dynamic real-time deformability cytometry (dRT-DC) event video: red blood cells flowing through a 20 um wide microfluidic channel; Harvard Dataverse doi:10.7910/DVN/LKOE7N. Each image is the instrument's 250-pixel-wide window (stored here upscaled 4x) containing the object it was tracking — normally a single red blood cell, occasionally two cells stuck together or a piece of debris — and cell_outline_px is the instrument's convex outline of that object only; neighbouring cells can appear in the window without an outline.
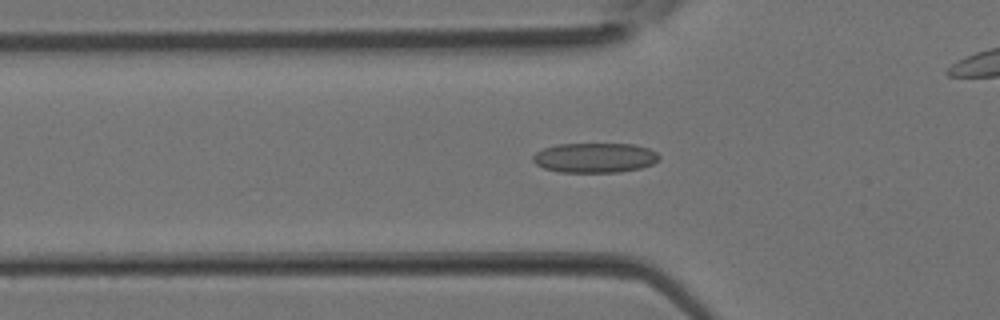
{"species": "Egyptian fruit bat (a non-hibernating species)", "species_latin": "Rousettus aegyptiacus", "temperature_condition": "room temperature", "stored_images_in_passage": 36, "camera_frame_rate_fps": 3000, "um_per_image_px": 0.085, "animal": {"sex": "female"}, "frame": {"image": 1, "passage_image": 12, "time_ms": 3.667, "image_size_px": [1000, 320], "cell_outline_px": [[660, 160], [652, 164], [640, 168], [620, 172], [560, 172], [544, 168], [536, 164], [532, 160], [532, 156], [536, 152], [544, 148], [556, 144], [632, 144], [648, 148], [656, 152], [660, 156]], "centroid_in_image_um": [50.56, 13.41], "position_along_channel_um": 75.2, "area_um2": 21.96}}
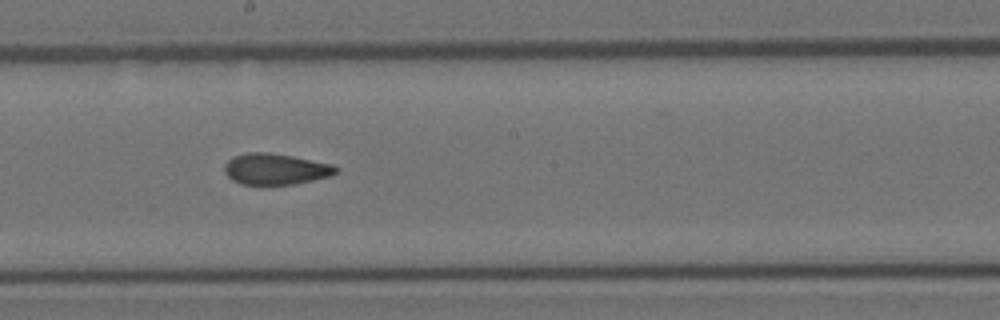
{"frame": {"image": 2, "passage_image": 20, "time_ms": 6.333, "image_size_px": [1000, 320], "cell_outline_px": [[336, 172], [332, 176], [292, 184], [260, 188], [240, 184], [232, 180], [224, 172], [224, 164], [232, 156], [248, 152], [268, 152], [292, 156], [332, 164], [336, 168]], "centroid_in_image_um": [23.34, 14.41], "position_along_channel_um": 224.9, "area_um2": 20.87}}
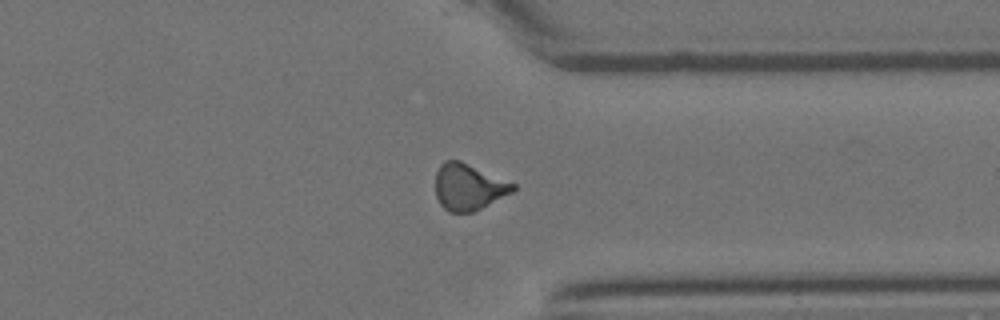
{"frame": {"image": 3, "passage_image": 28, "time_ms": 9.0, "image_size_px": [1000, 320], "cell_outline_px": [[516, 188], [512, 192], [472, 212], [448, 212], [440, 204], [436, 196], [436, 172], [440, 164], [444, 160], [460, 160], [516, 184]], "centroid_in_image_um": [39.8, 15.88], "position_along_channel_um": 371.6, "area_um2": 20.81}}